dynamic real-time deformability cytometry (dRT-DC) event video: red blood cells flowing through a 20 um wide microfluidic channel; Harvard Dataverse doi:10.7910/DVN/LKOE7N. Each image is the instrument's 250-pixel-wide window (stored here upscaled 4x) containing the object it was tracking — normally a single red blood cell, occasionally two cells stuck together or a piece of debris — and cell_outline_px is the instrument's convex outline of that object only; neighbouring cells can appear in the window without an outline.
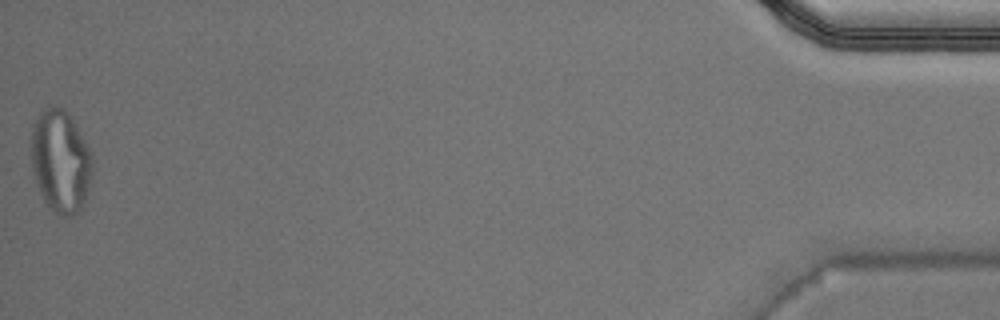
{"species": "Egyptian fruit bat (a non-hibernating species)", "species_latin": "Rousettus aegyptiacus", "temperature_condition": "warm", "stored_images_in_passage": 50, "camera_frame_rate_fps": 3000, "um_per_image_px": 0.085, "animal": {"sex": "male"}, "frame": {"image": 1, "passage_image": 50, "time_ms": 16.333, "image_size_px": [1000, 320], "cell_outline_px": [[96, 160], [92, 176], [80, 212], [72, 216], [56, 216], [44, 204], [32, 172], [28, 144], [32, 124], [40, 112], [44, 108], [52, 104], [56, 104], [64, 108], [72, 116], [92, 152]], "centroid_in_image_um": [5.13, 13.67], "position_along_channel_um": 430.1, "area_um2": 38.61}, "authors_computed_cell_mechanics": {"area_um2": 20.9814, "velocity_mm_per_s": 4.0405, "shape_relaxation_time_tau1_ms": null, "shape_relaxation_time_tau2_ms": 1.1088, "deformation_change_tau1": null, "deformation_change_tau2": 0.0806}}